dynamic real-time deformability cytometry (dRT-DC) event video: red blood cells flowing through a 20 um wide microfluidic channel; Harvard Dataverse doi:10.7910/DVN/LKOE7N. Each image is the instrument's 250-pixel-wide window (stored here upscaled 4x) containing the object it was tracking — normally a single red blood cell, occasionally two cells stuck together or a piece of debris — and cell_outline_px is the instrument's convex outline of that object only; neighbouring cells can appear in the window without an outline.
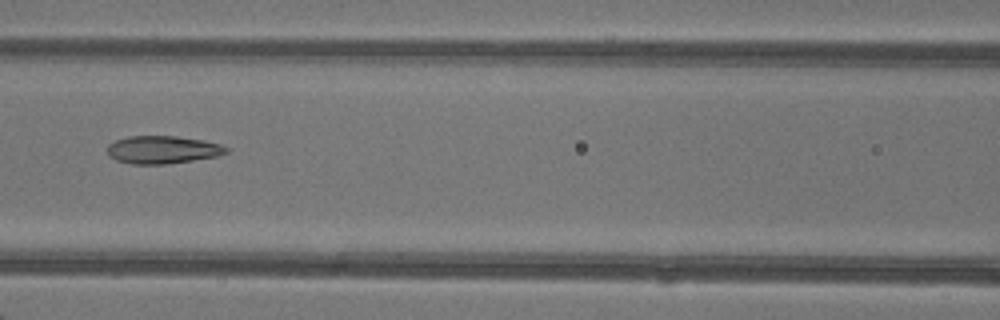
{"species": "common noctule bat (a hibernating species)", "species_latin": "Nyctalus noctula", "temperature_condition": "warm", "stored_images_in_passage": 6, "camera_frame_rate_fps": 3000, "um_per_image_px": 0.085, "animal": {"sex": "female"}, "frame": {"image": 1, "passage_image": 6, "time_ms": 6.667, "image_size_px": [1000, 320], "cell_outline_px": [[228, 152], [216, 156], [192, 160], [164, 164], [132, 164], [116, 160], [108, 156], [108, 144], [116, 140], [128, 136], [176, 136], [200, 140], [220, 144], [228, 148]], "centroid_in_image_um": [13.78, 12.72], "position_along_channel_um": 152.8, "area_um2": 19.07}}